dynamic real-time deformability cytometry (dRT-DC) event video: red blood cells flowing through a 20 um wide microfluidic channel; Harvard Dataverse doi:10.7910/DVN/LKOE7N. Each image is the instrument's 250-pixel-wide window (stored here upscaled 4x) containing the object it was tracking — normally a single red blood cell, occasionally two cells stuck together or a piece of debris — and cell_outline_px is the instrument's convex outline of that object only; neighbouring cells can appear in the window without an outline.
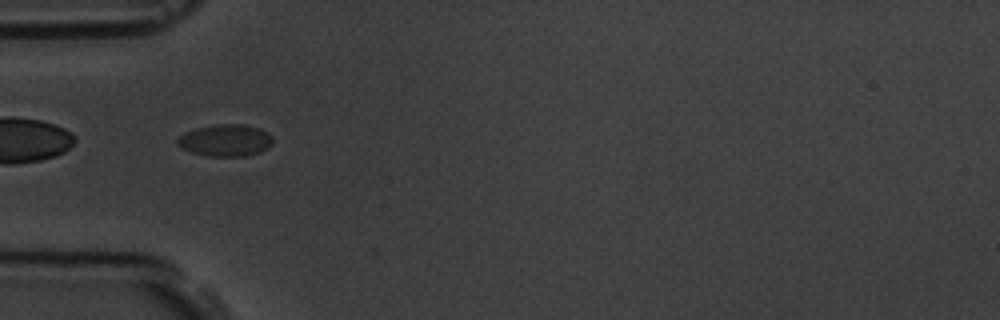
{"species": "common noctule bat (a hibernating species)", "species_latin": "Nyctalus noctula", "temperature_condition": "room temperature", "stored_images_in_passage": 6, "camera_frame_rate_fps": 3000, "um_per_image_px": 0.085, "animal": {"sex": "male", "body_mass_g": 19.5, "forearm_length_mm": 54.6}, "frame": {"image": 1, "passage_image": 6, "time_ms": 5.667, "image_size_px": [1000, 320], "cell_outline_px": [[272, 144], [268, 148], [260, 152], [244, 156], [208, 156], [192, 152], [180, 148], [176, 144], [176, 140], [180, 136], [196, 128], [212, 124], [244, 124], [260, 128], [268, 132], [272, 136]], "centroid_in_image_um": [19.18, 11.92], "position_along_channel_um": 65.8, "area_um2": 17.86}}